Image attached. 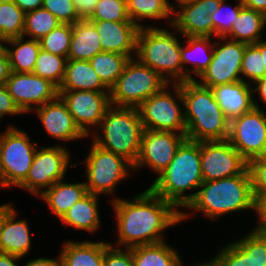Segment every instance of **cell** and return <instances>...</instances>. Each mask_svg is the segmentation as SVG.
Instances as JSON below:
<instances>
[{
    "label": "cell",
    "instance_id": "1",
    "mask_svg": "<svg viewBox=\"0 0 266 266\" xmlns=\"http://www.w3.org/2000/svg\"><path fill=\"white\" fill-rule=\"evenodd\" d=\"M131 200V201H130ZM128 200L114 197L112 202L117 223V243L110 245L133 248L166 241L164 230L184 222L191 214L155 195L149 188Z\"/></svg>",
    "mask_w": 266,
    "mask_h": 266
},
{
    "label": "cell",
    "instance_id": "2",
    "mask_svg": "<svg viewBox=\"0 0 266 266\" xmlns=\"http://www.w3.org/2000/svg\"><path fill=\"white\" fill-rule=\"evenodd\" d=\"M198 189L187 194L188 205L185 209L198 211L210 220L247 209L256 211L248 168L241 175L205 181Z\"/></svg>",
    "mask_w": 266,
    "mask_h": 266
},
{
    "label": "cell",
    "instance_id": "3",
    "mask_svg": "<svg viewBox=\"0 0 266 266\" xmlns=\"http://www.w3.org/2000/svg\"><path fill=\"white\" fill-rule=\"evenodd\" d=\"M186 139L191 141L227 140L230 121L210 88L196 80L182 82Z\"/></svg>",
    "mask_w": 266,
    "mask_h": 266
},
{
    "label": "cell",
    "instance_id": "4",
    "mask_svg": "<svg viewBox=\"0 0 266 266\" xmlns=\"http://www.w3.org/2000/svg\"><path fill=\"white\" fill-rule=\"evenodd\" d=\"M202 183L200 142L185 139L168 167L154 178L148 188L170 202L175 209H184L188 205V195L185 192L198 190Z\"/></svg>",
    "mask_w": 266,
    "mask_h": 266
},
{
    "label": "cell",
    "instance_id": "5",
    "mask_svg": "<svg viewBox=\"0 0 266 266\" xmlns=\"http://www.w3.org/2000/svg\"><path fill=\"white\" fill-rule=\"evenodd\" d=\"M176 32V29L172 32L150 25L139 28L137 34V59L158 72L169 84L183 82L182 43Z\"/></svg>",
    "mask_w": 266,
    "mask_h": 266
},
{
    "label": "cell",
    "instance_id": "6",
    "mask_svg": "<svg viewBox=\"0 0 266 266\" xmlns=\"http://www.w3.org/2000/svg\"><path fill=\"white\" fill-rule=\"evenodd\" d=\"M98 128H101L103 134L94 133L92 130L93 143L104 150L123 156L134 165L144 132L138 109L111 105Z\"/></svg>",
    "mask_w": 266,
    "mask_h": 266
},
{
    "label": "cell",
    "instance_id": "7",
    "mask_svg": "<svg viewBox=\"0 0 266 266\" xmlns=\"http://www.w3.org/2000/svg\"><path fill=\"white\" fill-rule=\"evenodd\" d=\"M24 130L14 125L0 133V188L19 186L33 163L38 143L31 142Z\"/></svg>",
    "mask_w": 266,
    "mask_h": 266
},
{
    "label": "cell",
    "instance_id": "8",
    "mask_svg": "<svg viewBox=\"0 0 266 266\" xmlns=\"http://www.w3.org/2000/svg\"><path fill=\"white\" fill-rule=\"evenodd\" d=\"M168 84L158 72L142 64L136 57L132 58L110 89L111 105L138 108Z\"/></svg>",
    "mask_w": 266,
    "mask_h": 266
},
{
    "label": "cell",
    "instance_id": "9",
    "mask_svg": "<svg viewBox=\"0 0 266 266\" xmlns=\"http://www.w3.org/2000/svg\"><path fill=\"white\" fill-rule=\"evenodd\" d=\"M169 86L173 87L172 92L168 90ZM137 109L144 129L186 134L182 83L166 85L159 93L145 100Z\"/></svg>",
    "mask_w": 266,
    "mask_h": 266
},
{
    "label": "cell",
    "instance_id": "10",
    "mask_svg": "<svg viewBox=\"0 0 266 266\" xmlns=\"http://www.w3.org/2000/svg\"><path fill=\"white\" fill-rule=\"evenodd\" d=\"M88 154L80 162L85 164L87 181L84 183L88 193L99 196L114 194L119 182L129 178V171H134L133 164L126 158L104 150L93 142Z\"/></svg>",
    "mask_w": 266,
    "mask_h": 266
},
{
    "label": "cell",
    "instance_id": "11",
    "mask_svg": "<svg viewBox=\"0 0 266 266\" xmlns=\"http://www.w3.org/2000/svg\"><path fill=\"white\" fill-rule=\"evenodd\" d=\"M70 159V152L65 146H47L40 150L37 147L28 176L19 187L39 197L57 181L65 180L69 167L77 166L76 163L70 165Z\"/></svg>",
    "mask_w": 266,
    "mask_h": 266
},
{
    "label": "cell",
    "instance_id": "12",
    "mask_svg": "<svg viewBox=\"0 0 266 266\" xmlns=\"http://www.w3.org/2000/svg\"><path fill=\"white\" fill-rule=\"evenodd\" d=\"M254 108L230 121L228 141L247 160L266 156V113L253 98Z\"/></svg>",
    "mask_w": 266,
    "mask_h": 266
},
{
    "label": "cell",
    "instance_id": "13",
    "mask_svg": "<svg viewBox=\"0 0 266 266\" xmlns=\"http://www.w3.org/2000/svg\"><path fill=\"white\" fill-rule=\"evenodd\" d=\"M219 40L223 42H218ZM246 45L243 42L219 37L214 41L213 56L208 68L199 77L200 80H195L207 88L241 81V67Z\"/></svg>",
    "mask_w": 266,
    "mask_h": 266
},
{
    "label": "cell",
    "instance_id": "14",
    "mask_svg": "<svg viewBox=\"0 0 266 266\" xmlns=\"http://www.w3.org/2000/svg\"><path fill=\"white\" fill-rule=\"evenodd\" d=\"M203 182L241 175L248 161L228 140L200 141Z\"/></svg>",
    "mask_w": 266,
    "mask_h": 266
},
{
    "label": "cell",
    "instance_id": "15",
    "mask_svg": "<svg viewBox=\"0 0 266 266\" xmlns=\"http://www.w3.org/2000/svg\"><path fill=\"white\" fill-rule=\"evenodd\" d=\"M186 139V134L172 131L144 129L141 148L133 169L149 167L160 175L173 160L177 148Z\"/></svg>",
    "mask_w": 266,
    "mask_h": 266
},
{
    "label": "cell",
    "instance_id": "16",
    "mask_svg": "<svg viewBox=\"0 0 266 266\" xmlns=\"http://www.w3.org/2000/svg\"><path fill=\"white\" fill-rule=\"evenodd\" d=\"M58 93L67 105L75 124L87 137L91 134V128L98 129L107 109L111 106L110 92L74 90L58 91Z\"/></svg>",
    "mask_w": 266,
    "mask_h": 266
},
{
    "label": "cell",
    "instance_id": "17",
    "mask_svg": "<svg viewBox=\"0 0 266 266\" xmlns=\"http://www.w3.org/2000/svg\"><path fill=\"white\" fill-rule=\"evenodd\" d=\"M5 86L19 109L25 114L54 100L58 88L34 73L11 72Z\"/></svg>",
    "mask_w": 266,
    "mask_h": 266
},
{
    "label": "cell",
    "instance_id": "18",
    "mask_svg": "<svg viewBox=\"0 0 266 266\" xmlns=\"http://www.w3.org/2000/svg\"><path fill=\"white\" fill-rule=\"evenodd\" d=\"M222 0H199L181 6L173 13L171 27L186 36L213 37V22L210 18Z\"/></svg>",
    "mask_w": 266,
    "mask_h": 266
},
{
    "label": "cell",
    "instance_id": "19",
    "mask_svg": "<svg viewBox=\"0 0 266 266\" xmlns=\"http://www.w3.org/2000/svg\"><path fill=\"white\" fill-rule=\"evenodd\" d=\"M12 203L0 205V253L25 257L31 250L30 227L26 219L16 220Z\"/></svg>",
    "mask_w": 266,
    "mask_h": 266
},
{
    "label": "cell",
    "instance_id": "20",
    "mask_svg": "<svg viewBox=\"0 0 266 266\" xmlns=\"http://www.w3.org/2000/svg\"><path fill=\"white\" fill-rule=\"evenodd\" d=\"M33 112L37 114L46 132L54 139L62 142L87 137L75 124L67 105L59 95Z\"/></svg>",
    "mask_w": 266,
    "mask_h": 266
},
{
    "label": "cell",
    "instance_id": "21",
    "mask_svg": "<svg viewBox=\"0 0 266 266\" xmlns=\"http://www.w3.org/2000/svg\"><path fill=\"white\" fill-rule=\"evenodd\" d=\"M100 37L103 51L136 57L139 28L132 21H91Z\"/></svg>",
    "mask_w": 266,
    "mask_h": 266
},
{
    "label": "cell",
    "instance_id": "22",
    "mask_svg": "<svg viewBox=\"0 0 266 266\" xmlns=\"http://www.w3.org/2000/svg\"><path fill=\"white\" fill-rule=\"evenodd\" d=\"M252 87L248 82L236 81L210 89L226 118L231 121L254 108Z\"/></svg>",
    "mask_w": 266,
    "mask_h": 266
},
{
    "label": "cell",
    "instance_id": "23",
    "mask_svg": "<svg viewBox=\"0 0 266 266\" xmlns=\"http://www.w3.org/2000/svg\"><path fill=\"white\" fill-rule=\"evenodd\" d=\"M184 39L186 44L181 48L183 82L195 80L193 73L198 78L202 75L212 60L214 49V37L186 36ZM186 64L192 65V69L186 68Z\"/></svg>",
    "mask_w": 266,
    "mask_h": 266
},
{
    "label": "cell",
    "instance_id": "24",
    "mask_svg": "<svg viewBox=\"0 0 266 266\" xmlns=\"http://www.w3.org/2000/svg\"><path fill=\"white\" fill-rule=\"evenodd\" d=\"M109 244L104 241H65L59 253L62 266H103L104 251Z\"/></svg>",
    "mask_w": 266,
    "mask_h": 266
},
{
    "label": "cell",
    "instance_id": "25",
    "mask_svg": "<svg viewBox=\"0 0 266 266\" xmlns=\"http://www.w3.org/2000/svg\"><path fill=\"white\" fill-rule=\"evenodd\" d=\"M110 92L89 61L67 59L65 76L58 91Z\"/></svg>",
    "mask_w": 266,
    "mask_h": 266
},
{
    "label": "cell",
    "instance_id": "26",
    "mask_svg": "<svg viewBox=\"0 0 266 266\" xmlns=\"http://www.w3.org/2000/svg\"><path fill=\"white\" fill-rule=\"evenodd\" d=\"M84 182L67 183L60 180L39 196L46 202L51 212L61 219L64 214L82 197L87 194Z\"/></svg>",
    "mask_w": 266,
    "mask_h": 266
},
{
    "label": "cell",
    "instance_id": "27",
    "mask_svg": "<svg viewBox=\"0 0 266 266\" xmlns=\"http://www.w3.org/2000/svg\"><path fill=\"white\" fill-rule=\"evenodd\" d=\"M102 51L100 37L90 20L81 19L72 25V38L67 59L89 61Z\"/></svg>",
    "mask_w": 266,
    "mask_h": 266
},
{
    "label": "cell",
    "instance_id": "28",
    "mask_svg": "<svg viewBox=\"0 0 266 266\" xmlns=\"http://www.w3.org/2000/svg\"><path fill=\"white\" fill-rule=\"evenodd\" d=\"M99 195L87 193L77 201L60 219L64 226H71L77 230H85L89 233H95L99 229Z\"/></svg>",
    "mask_w": 266,
    "mask_h": 266
},
{
    "label": "cell",
    "instance_id": "29",
    "mask_svg": "<svg viewBox=\"0 0 266 266\" xmlns=\"http://www.w3.org/2000/svg\"><path fill=\"white\" fill-rule=\"evenodd\" d=\"M265 27L264 13L243 7L225 38L246 44H256L262 39V31Z\"/></svg>",
    "mask_w": 266,
    "mask_h": 266
},
{
    "label": "cell",
    "instance_id": "30",
    "mask_svg": "<svg viewBox=\"0 0 266 266\" xmlns=\"http://www.w3.org/2000/svg\"><path fill=\"white\" fill-rule=\"evenodd\" d=\"M5 43L9 44L13 49L7 47ZM3 48L8 55L12 72H33L38 53L41 50L39 40L29 38L25 41V37L21 36L5 41Z\"/></svg>",
    "mask_w": 266,
    "mask_h": 266
},
{
    "label": "cell",
    "instance_id": "31",
    "mask_svg": "<svg viewBox=\"0 0 266 266\" xmlns=\"http://www.w3.org/2000/svg\"><path fill=\"white\" fill-rule=\"evenodd\" d=\"M134 266H179L181 256L166 241L130 248Z\"/></svg>",
    "mask_w": 266,
    "mask_h": 266
},
{
    "label": "cell",
    "instance_id": "32",
    "mask_svg": "<svg viewBox=\"0 0 266 266\" xmlns=\"http://www.w3.org/2000/svg\"><path fill=\"white\" fill-rule=\"evenodd\" d=\"M170 5L168 0H127V12L130 20L140 28L145 27L142 21L148 18L154 21L168 19L172 25L173 12Z\"/></svg>",
    "mask_w": 266,
    "mask_h": 266
},
{
    "label": "cell",
    "instance_id": "33",
    "mask_svg": "<svg viewBox=\"0 0 266 266\" xmlns=\"http://www.w3.org/2000/svg\"><path fill=\"white\" fill-rule=\"evenodd\" d=\"M130 58L115 52L102 51L89 60L103 84L110 90L123 73Z\"/></svg>",
    "mask_w": 266,
    "mask_h": 266
},
{
    "label": "cell",
    "instance_id": "34",
    "mask_svg": "<svg viewBox=\"0 0 266 266\" xmlns=\"http://www.w3.org/2000/svg\"><path fill=\"white\" fill-rule=\"evenodd\" d=\"M25 14L13 0L0 5V39L3 42L23 36Z\"/></svg>",
    "mask_w": 266,
    "mask_h": 266
},
{
    "label": "cell",
    "instance_id": "35",
    "mask_svg": "<svg viewBox=\"0 0 266 266\" xmlns=\"http://www.w3.org/2000/svg\"><path fill=\"white\" fill-rule=\"evenodd\" d=\"M67 58L41 49L32 73L49 80L58 89L65 76Z\"/></svg>",
    "mask_w": 266,
    "mask_h": 266
},
{
    "label": "cell",
    "instance_id": "36",
    "mask_svg": "<svg viewBox=\"0 0 266 266\" xmlns=\"http://www.w3.org/2000/svg\"><path fill=\"white\" fill-rule=\"evenodd\" d=\"M60 24L61 22L57 17L45 8L40 7L25 14L23 36L34 40H41Z\"/></svg>",
    "mask_w": 266,
    "mask_h": 266
},
{
    "label": "cell",
    "instance_id": "37",
    "mask_svg": "<svg viewBox=\"0 0 266 266\" xmlns=\"http://www.w3.org/2000/svg\"><path fill=\"white\" fill-rule=\"evenodd\" d=\"M72 38V24L61 23L40 41L41 49L68 58Z\"/></svg>",
    "mask_w": 266,
    "mask_h": 266
},
{
    "label": "cell",
    "instance_id": "38",
    "mask_svg": "<svg viewBox=\"0 0 266 266\" xmlns=\"http://www.w3.org/2000/svg\"><path fill=\"white\" fill-rule=\"evenodd\" d=\"M266 76V66L260 49L255 44H247L241 67V81L253 84ZM244 77V78H243ZM251 81V82H250Z\"/></svg>",
    "mask_w": 266,
    "mask_h": 266
},
{
    "label": "cell",
    "instance_id": "39",
    "mask_svg": "<svg viewBox=\"0 0 266 266\" xmlns=\"http://www.w3.org/2000/svg\"><path fill=\"white\" fill-rule=\"evenodd\" d=\"M236 244L253 259L254 266L266 265V231L254 229Z\"/></svg>",
    "mask_w": 266,
    "mask_h": 266
},
{
    "label": "cell",
    "instance_id": "40",
    "mask_svg": "<svg viewBox=\"0 0 266 266\" xmlns=\"http://www.w3.org/2000/svg\"><path fill=\"white\" fill-rule=\"evenodd\" d=\"M235 1L237 4L233 8L229 7V4H226L227 0H222L219 8L210 15L213 22L214 38L225 37L230 32L233 22H235L240 10L244 7L241 0Z\"/></svg>",
    "mask_w": 266,
    "mask_h": 266
},
{
    "label": "cell",
    "instance_id": "41",
    "mask_svg": "<svg viewBox=\"0 0 266 266\" xmlns=\"http://www.w3.org/2000/svg\"><path fill=\"white\" fill-rule=\"evenodd\" d=\"M90 21H131L127 12V0H98Z\"/></svg>",
    "mask_w": 266,
    "mask_h": 266
},
{
    "label": "cell",
    "instance_id": "42",
    "mask_svg": "<svg viewBox=\"0 0 266 266\" xmlns=\"http://www.w3.org/2000/svg\"><path fill=\"white\" fill-rule=\"evenodd\" d=\"M42 7L57 17L61 23L73 25L81 20L74 0H43Z\"/></svg>",
    "mask_w": 266,
    "mask_h": 266
},
{
    "label": "cell",
    "instance_id": "43",
    "mask_svg": "<svg viewBox=\"0 0 266 266\" xmlns=\"http://www.w3.org/2000/svg\"><path fill=\"white\" fill-rule=\"evenodd\" d=\"M214 257L221 266H254L251 256H248L235 241L224 245Z\"/></svg>",
    "mask_w": 266,
    "mask_h": 266
},
{
    "label": "cell",
    "instance_id": "44",
    "mask_svg": "<svg viewBox=\"0 0 266 266\" xmlns=\"http://www.w3.org/2000/svg\"><path fill=\"white\" fill-rule=\"evenodd\" d=\"M248 171L257 201L266 193V156L256 157L248 161Z\"/></svg>",
    "mask_w": 266,
    "mask_h": 266
},
{
    "label": "cell",
    "instance_id": "45",
    "mask_svg": "<svg viewBox=\"0 0 266 266\" xmlns=\"http://www.w3.org/2000/svg\"><path fill=\"white\" fill-rule=\"evenodd\" d=\"M125 249L109 244L104 251L103 266H134L131 249Z\"/></svg>",
    "mask_w": 266,
    "mask_h": 266
},
{
    "label": "cell",
    "instance_id": "46",
    "mask_svg": "<svg viewBox=\"0 0 266 266\" xmlns=\"http://www.w3.org/2000/svg\"><path fill=\"white\" fill-rule=\"evenodd\" d=\"M23 112L14 102L12 96L9 94L7 87L5 85L0 86V120L5 117V115H20Z\"/></svg>",
    "mask_w": 266,
    "mask_h": 266
},
{
    "label": "cell",
    "instance_id": "47",
    "mask_svg": "<svg viewBox=\"0 0 266 266\" xmlns=\"http://www.w3.org/2000/svg\"><path fill=\"white\" fill-rule=\"evenodd\" d=\"M98 0H74L77 13L81 19H88L94 12Z\"/></svg>",
    "mask_w": 266,
    "mask_h": 266
},
{
    "label": "cell",
    "instance_id": "48",
    "mask_svg": "<svg viewBox=\"0 0 266 266\" xmlns=\"http://www.w3.org/2000/svg\"><path fill=\"white\" fill-rule=\"evenodd\" d=\"M256 213L259 219L256 229L266 231V193L256 201Z\"/></svg>",
    "mask_w": 266,
    "mask_h": 266
},
{
    "label": "cell",
    "instance_id": "49",
    "mask_svg": "<svg viewBox=\"0 0 266 266\" xmlns=\"http://www.w3.org/2000/svg\"><path fill=\"white\" fill-rule=\"evenodd\" d=\"M10 62L4 48L0 51V86L5 85L11 74Z\"/></svg>",
    "mask_w": 266,
    "mask_h": 266
},
{
    "label": "cell",
    "instance_id": "50",
    "mask_svg": "<svg viewBox=\"0 0 266 266\" xmlns=\"http://www.w3.org/2000/svg\"><path fill=\"white\" fill-rule=\"evenodd\" d=\"M24 266H62L60 254H58V258L50 259V258H34L33 260H29Z\"/></svg>",
    "mask_w": 266,
    "mask_h": 266
},
{
    "label": "cell",
    "instance_id": "51",
    "mask_svg": "<svg viewBox=\"0 0 266 266\" xmlns=\"http://www.w3.org/2000/svg\"><path fill=\"white\" fill-rule=\"evenodd\" d=\"M25 13L42 7L43 0H13Z\"/></svg>",
    "mask_w": 266,
    "mask_h": 266
},
{
    "label": "cell",
    "instance_id": "52",
    "mask_svg": "<svg viewBox=\"0 0 266 266\" xmlns=\"http://www.w3.org/2000/svg\"><path fill=\"white\" fill-rule=\"evenodd\" d=\"M252 85L254 86L252 87L253 93L257 94L258 92V96L260 97L259 100H261V102H263V104L265 105L266 104V76L256 80Z\"/></svg>",
    "mask_w": 266,
    "mask_h": 266
},
{
    "label": "cell",
    "instance_id": "53",
    "mask_svg": "<svg viewBox=\"0 0 266 266\" xmlns=\"http://www.w3.org/2000/svg\"><path fill=\"white\" fill-rule=\"evenodd\" d=\"M244 7L262 12L266 15V0H241Z\"/></svg>",
    "mask_w": 266,
    "mask_h": 266
},
{
    "label": "cell",
    "instance_id": "54",
    "mask_svg": "<svg viewBox=\"0 0 266 266\" xmlns=\"http://www.w3.org/2000/svg\"><path fill=\"white\" fill-rule=\"evenodd\" d=\"M20 259L23 258L17 255L0 253V266H19L17 263Z\"/></svg>",
    "mask_w": 266,
    "mask_h": 266
},
{
    "label": "cell",
    "instance_id": "55",
    "mask_svg": "<svg viewBox=\"0 0 266 266\" xmlns=\"http://www.w3.org/2000/svg\"><path fill=\"white\" fill-rule=\"evenodd\" d=\"M255 45L260 49L264 65L266 66V39L264 41L262 39L259 40Z\"/></svg>",
    "mask_w": 266,
    "mask_h": 266
},
{
    "label": "cell",
    "instance_id": "56",
    "mask_svg": "<svg viewBox=\"0 0 266 266\" xmlns=\"http://www.w3.org/2000/svg\"><path fill=\"white\" fill-rule=\"evenodd\" d=\"M199 0H175L176 5H170L172 12L174 13L177 9H175L176 7L179 8L181 6L187 5V4H191L194 2H197ZM176 6V7H175Z\"/></svg>",
    "mask_w": 266,
    "mask_h": 266
},
{
    "label": "cell",
    "instance_id": "57",
    "mask_svg": "<svg viewBox=\"0 0 266 266\" xmlns=\"http://www.w3.org/2000/svg\"><path fill=\"white\" fill-rule=\"evenodd\" d=\"M193 266H221L220 263L217 261V259L214 257L213 259H210L208 262L199 263L198 265Z\"/></svg>",
    "mask_w": 266,
    "mask_h": 266
},
{
    "label": "cell",
    "instance_id": "58",
    "mask_svg": "<svg viewBox=\"0 0 266 266\" xmlns=\"http://www.w3.org/2000/svg\"><path fill=\"white\" fill-rule=\"evenodd\" d=\"M4 43L1 39H0V51L3 49V44Z\"/></svg>",
    "mask_w": 266,
    "mask_h": 266
},
{
    "label": "cell",
    "instance_id": "59",
    "mask_svg": "<svg viewBox=\"0 0 266 266\" xmlns=\"http://www.w3.org/2000/svg\"><path fill=\"white\" fill-rule=\"evenodd\" d=\"M8 0H0V5L3 3V2H7Z\"/></svg>",
    "mask_w": 266,
    "mask_h": 266
},
{
    "label": "cell",
    "instance_id": "60",
    "mask_svg": "<svg viewBox=\"0 0 266 266\" xmlns=\"http://www.w3.org/2000/svg\"><path fill=\"white\" fill-rule=\"evenodd\" d=\"M184 263H182V261H181V263L179 264V266H185V265H183Z\"/></svg>",
    "mask_w": 266,
    "mask_h": 266
}]
</instances>
